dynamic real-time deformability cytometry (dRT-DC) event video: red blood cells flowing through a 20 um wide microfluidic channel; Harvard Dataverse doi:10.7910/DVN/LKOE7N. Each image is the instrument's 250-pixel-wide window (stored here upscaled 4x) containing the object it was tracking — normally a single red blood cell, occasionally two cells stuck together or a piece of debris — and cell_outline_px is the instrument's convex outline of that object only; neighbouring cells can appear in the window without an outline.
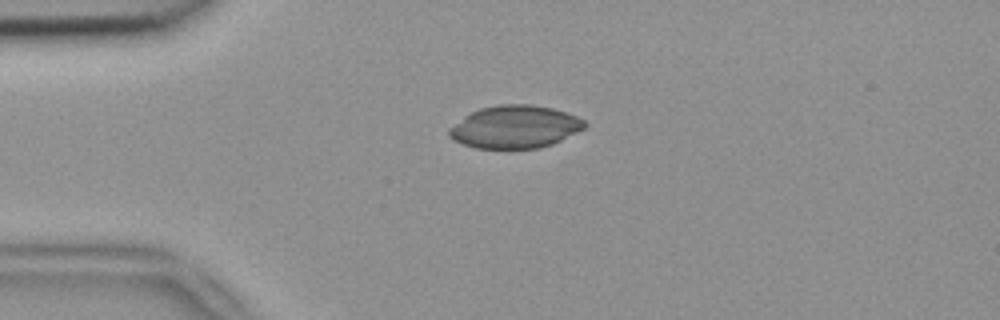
{"species": "common noctule bat (a hibernating species)", "species_latin": "Nyctalus noctula", "temperature_condition": "room temperature", "stored_images_in_passage": 3, "camera_frame_rate_fps": 3000, "um_per_image_px": 0.085, "animal": {"sex": "female", "body_mass_g": 18.4}, "frame": {"image": 1, "passage_image": 2, "time_ms": 0.333, "image_size_px": [1000, 320], "cell_outline_px": [[588, 124], [584, 128], [552, 144], [540, 148], [476, 148], [452, 140], [448, 136], [448, 128], [464, 116], [480, 108], [500, 104], [528, 104], [552, 108], [576, 116], [584, 120]], "centroid_in_image_um": [43.74, 10.78], "position_along_channel_um": 41.3, "area_um2": 33.58}}